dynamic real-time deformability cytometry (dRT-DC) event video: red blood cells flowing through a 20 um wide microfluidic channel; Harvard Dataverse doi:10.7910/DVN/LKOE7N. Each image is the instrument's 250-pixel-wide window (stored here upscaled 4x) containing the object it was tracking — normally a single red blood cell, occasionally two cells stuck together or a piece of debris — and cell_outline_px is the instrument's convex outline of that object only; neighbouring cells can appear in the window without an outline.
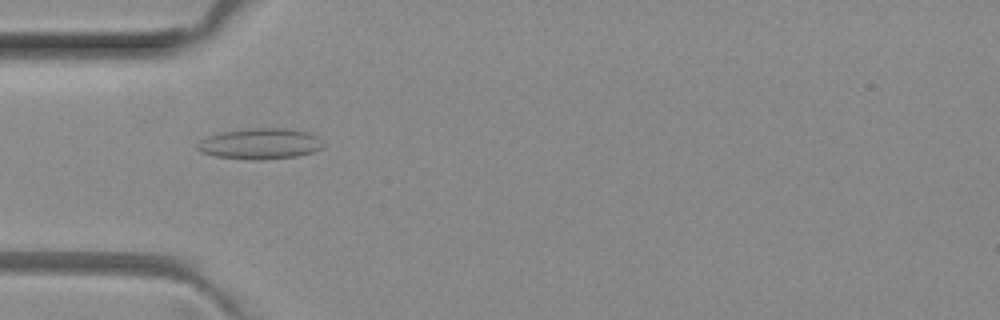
{"species": "common noctule bat (a hibernating species)", "species_latin": "Nyctalus noctula", "temperature_condition": "room temperature", "stored_images_in_passage": 7, "camera_frame_rate_fps": 3000, "um_per_image_px": 0.085, "animal": {"sex": "female", "body_mass_g": 29.2, "forearm_length_mm": 56.3}, "frame": {"image": 1, "passage_image": 5, "time_ms": 1.333, "image_size_px": [1000, 320], "cell_outline_px": [[324, 148], [312, 152], [296, 156], [260, 160], [252, 160], [216, 156], [200, 152], [196, 148], [196, 144], [200, 140], [208, 136], [220, 132], [252, 128], [288, 128], [308, 132], [316, 136], [324, 144]], "centroid_in_image_um": [22.1, 12.21], "position_along_channel_um": 62.9, "area_um2": 22.72}}
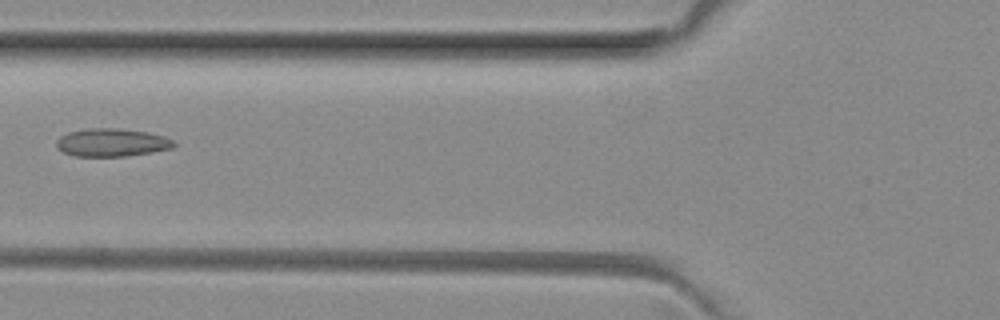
{"frame": {"image": 2, "passage_image": 6, "time_ms": 1.667, "image_size_px": [1000, 320], "cell_outline_px": [[176, 144], [172, 148], [152, 152], [124, 156], [72, 156], [56, 148], [56, 140], [60, 136], [68, 132], [92, 128], [116, 128], [148, 132], [164, 136], [172, 140]], "centroid_in_image_um": [9.48, 12.11], "position_along_channel_um": 116.3, "area_um2": 19.13}}
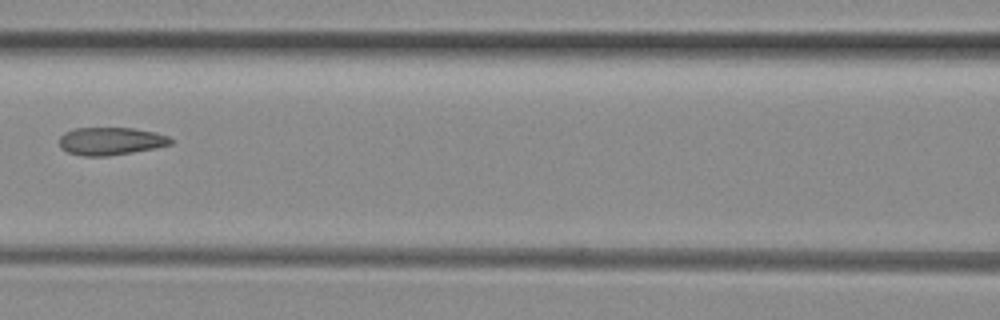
{"frame": {"image": 3, "passage_image": 7, "time_ms": 2.0, "image_size_px": [1000, 320], "cell_outline_px": [[172, 144], [132, 152], [108, 156], [84, 156], [68, 152], [60, 148], [60, 136], [64, 132], [76, 128], [132, 128], [156, 132], [168, 136], [172, 140]], "centroid_in_image_um": [9.39, 11.99], "position_along_channel_um": 157.2, "area_um2": 17.92}}